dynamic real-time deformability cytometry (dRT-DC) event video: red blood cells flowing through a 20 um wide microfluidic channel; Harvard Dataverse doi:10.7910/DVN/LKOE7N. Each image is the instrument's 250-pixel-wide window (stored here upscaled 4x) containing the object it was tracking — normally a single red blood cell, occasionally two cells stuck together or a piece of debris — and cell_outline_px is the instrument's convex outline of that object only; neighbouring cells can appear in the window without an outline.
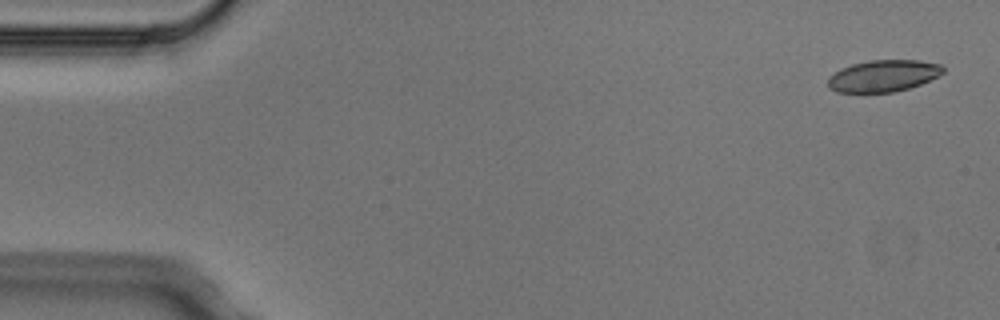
{"species": "Egyptian fruit bat (a non-hibernating species)", "species_latin": "Rousettus aegyptiacus", "temperature_condition": "cold", "stored_images_in_passage": 5, "camera_frame_rate_fps": 3000, "um_per_image_px": 0.085, "animal": {"sex": "male"}, "frame": {"image": 1, "passage_image": 1, "time_ms": 0.0, "image_size_px": [1000, 320], "cell_outline_px": [[944, 72], [920, 84], [908, 88], [892, 92], [836, 92], [828, 88], [828, 76], [840, 68], [852, 64], [868, 60], [920, 60], [940, 64], [944, 68]], "centroid_in_image_um": [75.03, 6.44], "position_along_channel_um": 10.0, "area_um2": 21.27}}
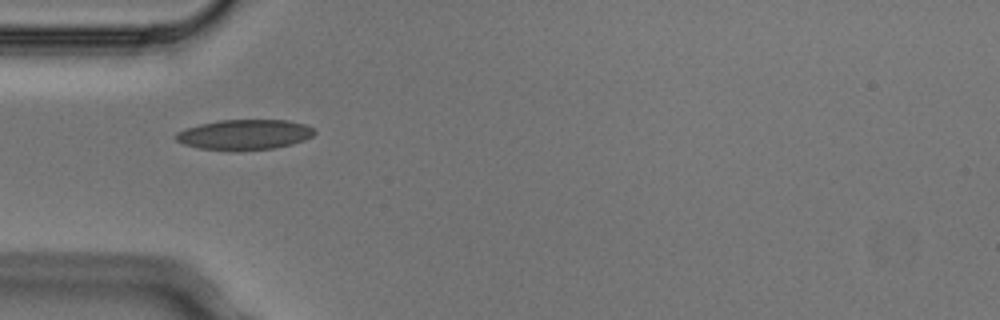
{"frame": {"image": 2, "passage_image": 5, "time_ms": 1.333, "image_size_px": [1000, 320], "cell_outline_px": [[316, 132], [312, 136], [304, 140], [292, 144], [276, 148], [236, 152], [232, 152], [200, 148], [184, 144], [176, 140], [176, 132], [184, 128], [200, 124], [220, 120], [288, 120], [304, 124], [312, 128]], "centroid_in_image_um": [20.77, 11.46], "position_along_channel_um": 64.2, "area_um2": 24.74}}